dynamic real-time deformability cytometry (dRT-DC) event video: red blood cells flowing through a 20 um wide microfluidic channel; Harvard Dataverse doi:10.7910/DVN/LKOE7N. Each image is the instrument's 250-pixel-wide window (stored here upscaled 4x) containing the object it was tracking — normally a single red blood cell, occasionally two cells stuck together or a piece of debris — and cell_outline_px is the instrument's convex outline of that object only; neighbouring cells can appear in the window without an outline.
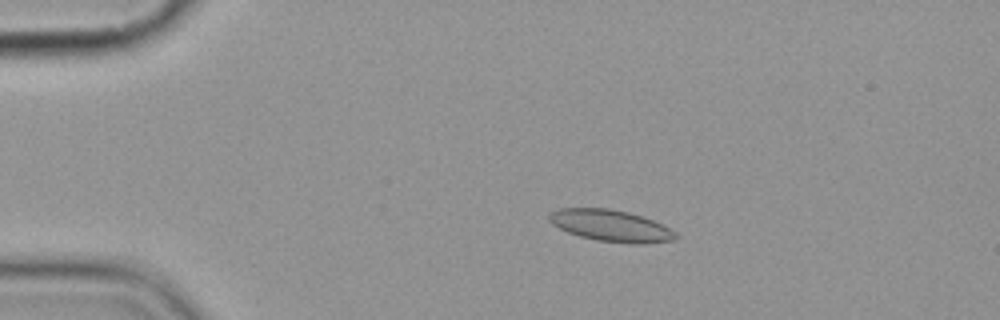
{"species": "common noctule bat (a hibernating species)", "species_latin": "Nyctalus noctula", "temperature_condition": "cold", "stored_images_in_passage": 5, "camera_frame_rate_fps": 3000, "um_per_image_px": 0.085, "animal": {"sex": "female", "body_mass_g": 19.9}, "frame": {"image": 1, "passage_image": 4, "time_ms": 3.667, "image_size_px": [1000, 320], "cell_outline_px": [[680, 236], [672, 240], [644, 244], [632, 244], [596, 240], [580, 236], [568, 232], [552, 224], [548, 220], [548, 216], [552, 212], [560, 208], [608, 208], [628, 212], [644, 216], [676, 232]], "centroid_in_image_um": [51.93, 19.19], "position_along_channel_um": 33.1, "area_um2": 23.29}}